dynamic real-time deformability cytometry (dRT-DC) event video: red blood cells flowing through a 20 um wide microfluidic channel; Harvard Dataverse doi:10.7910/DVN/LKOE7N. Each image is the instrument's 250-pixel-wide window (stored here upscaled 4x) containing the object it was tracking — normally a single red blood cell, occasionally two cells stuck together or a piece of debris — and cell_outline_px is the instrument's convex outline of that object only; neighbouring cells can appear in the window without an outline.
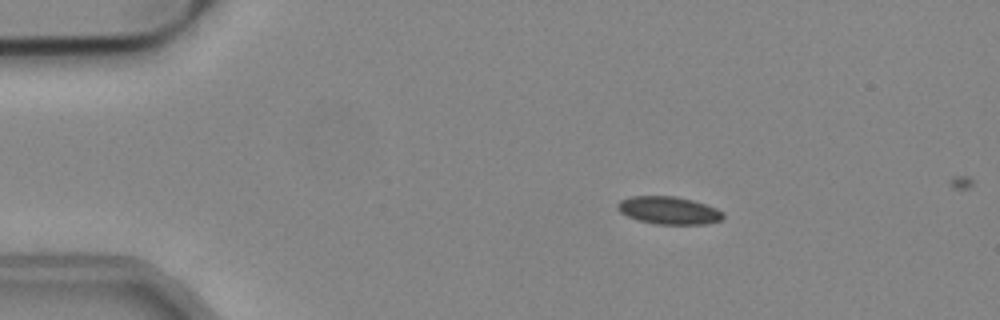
{"species": "common noctule bat (a hibernating species)", "species_latin": "Nyctalus noctula", "temperature_condition": "cold", "stored_images_in_passage": 7, "camera_frame_rate_fps": 3000, "um_per_image_px": 0.085, "animal": {"sex": "male", "body_mass_g": 19.2, "forearm_length_mm": 51.8}, "frame": {"image": 1, "passage_image": 1, "time_ms": 0.0, "image_size_px": [1000, 320], "cell_outline_px": [[724, 220], [704, 224], [656, 224], [636, 220], [620, 212], [616, 208], [616, 204], [620, 200], [632, 196], [676, 196], [692, 200], [716, 208], [724, 212]], "centroid_in_image_um": [56.84, 17.88], "position_along_channel_um": 28.2, "area_um2": 17.17}}